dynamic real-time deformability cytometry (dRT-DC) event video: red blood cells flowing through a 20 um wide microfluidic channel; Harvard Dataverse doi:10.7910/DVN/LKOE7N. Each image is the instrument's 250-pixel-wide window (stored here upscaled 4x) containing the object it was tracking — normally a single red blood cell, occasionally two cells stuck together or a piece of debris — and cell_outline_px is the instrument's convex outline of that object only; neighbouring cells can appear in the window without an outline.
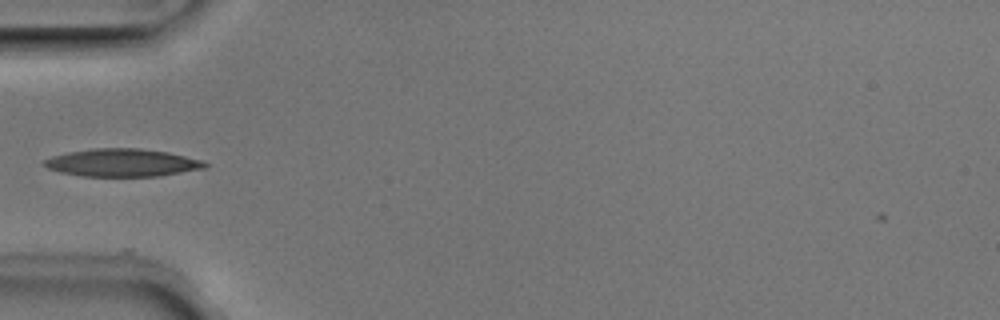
{"species": "Egyptian fruit bat (a non-hibernating species)", "species_latin": "Rousettus aegyptiacus", "temperature_condition": "room temperature", "stored_images_in_passage": 31, "camera_frame_rate_fps": 3000, "um_per_image_px": 0.085, "animal": {"sex": "male"}, "frame": {"image": 1, "passage_image": 1, "time_ms": 0.0, "image_size_px": [1000, 320], "cell_outline_px": [[208, 164], [204, 168], [160, 176], [84, 176], [60, 172], [48, 168], [44, 164], [44, 160], [52, 156], [68, 152], [92, 148], [140, 148], [168, 152], [200, 160]], "centroid_in_image_um": [10.37, 13.82], "position_along_channel_um": 74.6, "area_um2": 25.78}}
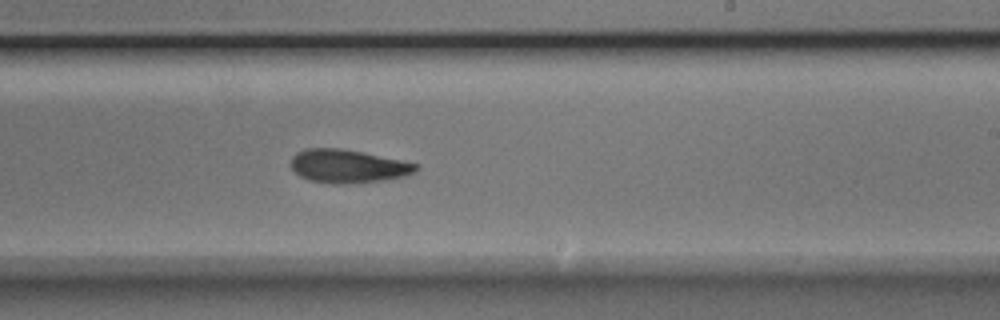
{"frame": {"image": 2, "passage_image": 15, "time_ms": 4.667, "image_size_px": [1000, 320], "cell_outline_px": [[420, 168], [404, 176], [384, 180], [340, 184], [332, 184], [308, 180], [300, 176], [292, 168], [292, 156], [296, 152], [304, 148], [340, 148], [420, 164]], "centroid_in_image_um": [29.55, 14.12], "position_along_channel_um": 259.5, "area_um2": 24.1}}
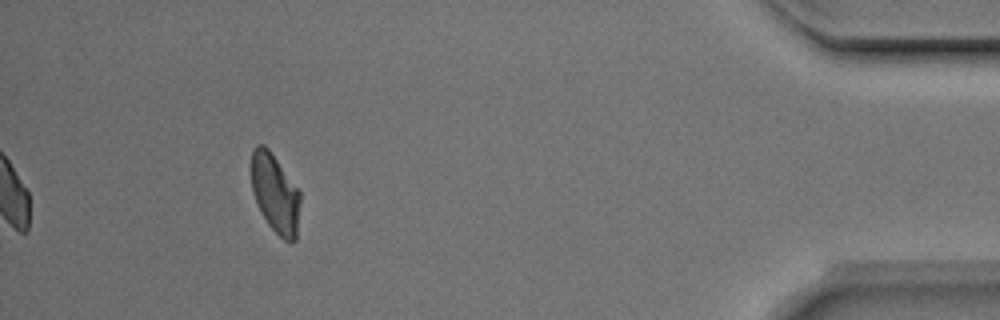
{"frame": {"image": 3, "passage_image": 31, "time_ms": 10.0, "image_size_px": [1000, 320], "cell_outline_px": [[300, 200], [296, 240], [284, 240], [268, 224], [252, 192], [252, 148], [256, 144], [264, 144], [268, 148], [300, 192]], "centroid_in_image_um": [23.38, 16.41], "position_along_channel_um": 411.8, "area_um2": 21.96}}